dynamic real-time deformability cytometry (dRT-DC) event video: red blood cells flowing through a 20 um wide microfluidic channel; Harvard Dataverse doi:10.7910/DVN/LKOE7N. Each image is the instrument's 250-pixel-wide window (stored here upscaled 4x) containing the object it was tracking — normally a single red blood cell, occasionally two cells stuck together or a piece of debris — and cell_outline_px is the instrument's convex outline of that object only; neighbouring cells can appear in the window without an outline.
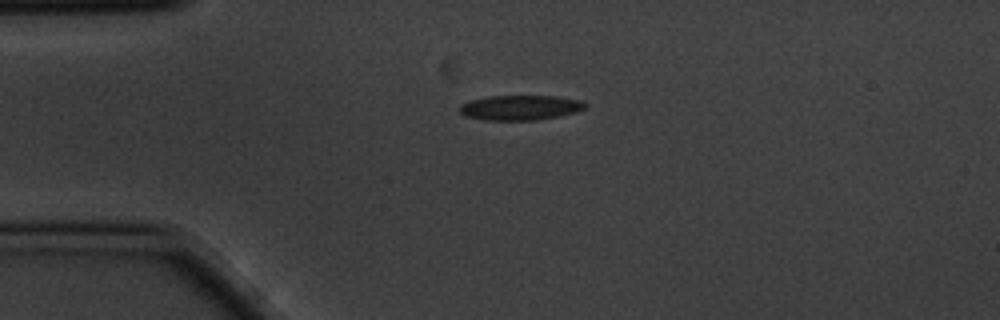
{"species": "common noctule bat (a hibernating species)", "species_latin": "Nyctalus noctula", "temperature_condition": "cold", "stored_images_in_passage": 2, "camera_frame_rate_fps": 3000, "um_per_image_px": 0.085, "animal": {"sex": "male", "body_mass_g": 20.1, "forearm_length_mm": 53.5}, "frame": {"image": 1, "passage_image": 1, "time_ms": 0.0, "image_size_px": [1000, 320], "cell_outline_px": [[588, 104], [584, 108], [576, 112], [536, 120], [484, 120], [464, 116], [460, 112], [460, 104], [472, 100], [488, 96], [556, 96], [580, 100]], "centroid_in_image_um": [44.2, 9.14], "position_along_channel_um": 40.8, "area_um2": 18.15}}